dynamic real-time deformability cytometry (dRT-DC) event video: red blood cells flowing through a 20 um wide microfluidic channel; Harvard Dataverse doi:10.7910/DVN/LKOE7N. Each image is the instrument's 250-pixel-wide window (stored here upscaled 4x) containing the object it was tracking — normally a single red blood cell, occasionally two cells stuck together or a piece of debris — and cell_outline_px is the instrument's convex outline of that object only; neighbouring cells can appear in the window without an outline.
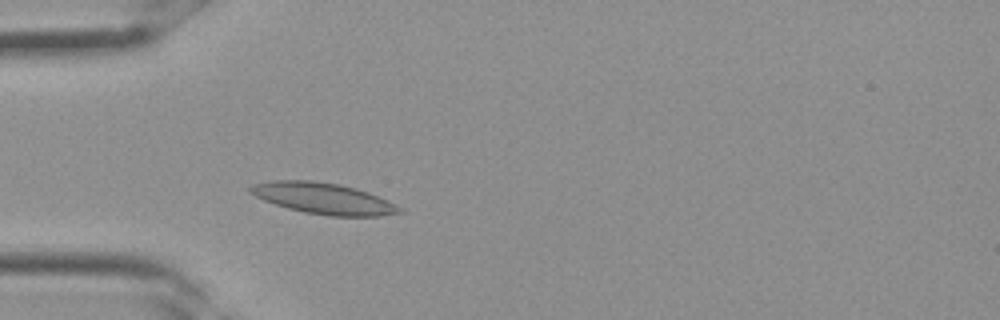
{"species": "Egyptian fruit bat (a non-hibernating species)", "species_latin": "Rousettus aegyptiacus", "temperature_condition": "room temperature", "stored_images_in_passage": 31, "camera_frame_rate_fps": 3000, "um_per_image_px": 0.085, "frame": {"image": 1, "passage_image": 7, "time_ms": 2.0, "image_size_px": [1000, 320], "cell_outline_px": [[404, 212], [380, 216], [328, 216], [304, 212], [288, 208], [264, 200], [248, 192], [248, 188], [252, 184], [272, 180], [312, 180], [340, 184], [356, 188], [368, 192], [400, 208]], "centroid_in_image_um": [27.43, 16.86], "position_along_channel_um": 57.6, "area_um2": 26.88}}
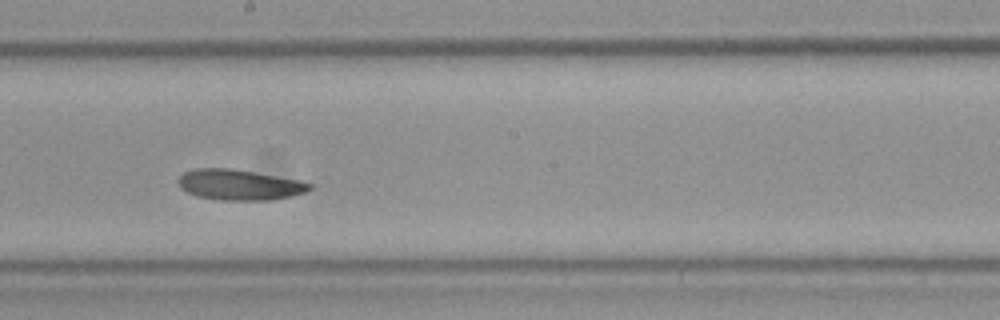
{"frame": {"image": 2, "passage_image": 16, "time_ms": 5.0, "image_size_px": [1000, 320], "cell_outline_px": [[312, 188], [308, 192], [292, 196], [268, 200], [220, 200], [196, 196], [180, 188], [176, 180], [184, 172], [192, 168], [232, 168], [300, 180], [312, 184]], "centroid_in_image_um": [20.34, 15.7], "position_along_channel_um": 227.9, "area_um2": 23.64}}
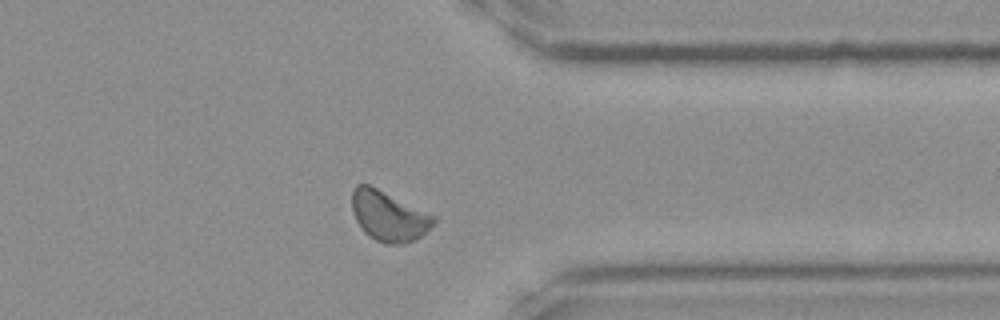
{"frame": {"image": 3, "passage_image": 24, "time_ms": 7.667, "image_size_px": [1000, 320], "cell_outline_px": [[436, 224], [420, 236], [412, 240], [400, 244], [384, 244], [368, 236], [360, 228], [352, 212], [352, 188], [356, 184], [368, 184], [436, 216]], "centroid_in_image_um": [33.02, 18.37], "position_along_channel_um": 378.4, "area_um2": 23.81}}